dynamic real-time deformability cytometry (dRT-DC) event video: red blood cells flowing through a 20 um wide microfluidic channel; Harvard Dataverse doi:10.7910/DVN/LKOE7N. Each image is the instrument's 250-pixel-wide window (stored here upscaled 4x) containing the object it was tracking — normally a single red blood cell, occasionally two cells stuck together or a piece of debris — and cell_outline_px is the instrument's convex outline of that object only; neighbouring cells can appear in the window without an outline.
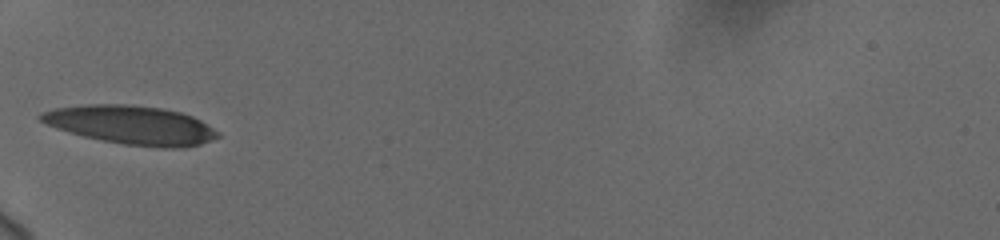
{"species": "human", "species_latin": "Homo sapiens", "temperature_condition": "cold", "stored_images_in_passage": 3, "camera_frame_rate_fps": 3000, "um_per_image_px": 0.085, "donor": {"sex": "female"}, "frame": {"image": 1, "passage_image": 1, "time_ms": 0.0, "image_size_px": [1000, 240], "cell_outline_px": [[220, 136], [212, 140], [200, 144], [180, 148], [160, 148], [124, 144], [100, 140], [68, 132], [44, 124], [36, 116], [40, 112], [52, 108], [88, 104], [124, 104], [160, 108], [180, 112], [192, 116], [200, 120], [220, 132]], "centroid_in_image_um": [11.11, 10.62], "position_along_channel_um": 73.9, "area_um2": 40.11}}
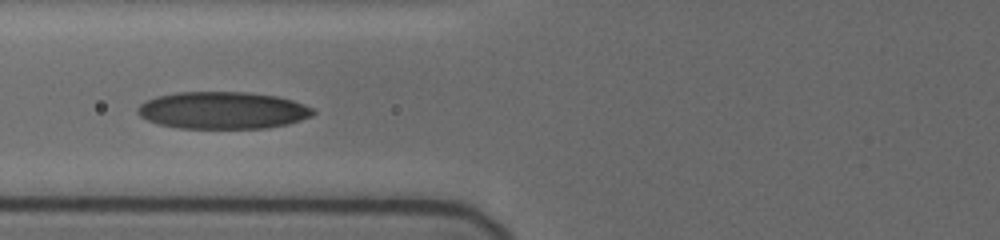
{"frame": {"image": 2, "passage_image": 2, "time_ms": 1.0, "image_size_px": [1000, 240], "cell_outline_px": [[316, 112], [312, 116], [288, 124], [268, 128], [180, 128], [160, 124], [148, 120], [140, 116], [136, 112], [136, 108], [144, 100], [156, 96], [176, 92], [248, 92], [276, 96], [292, 100], [304, 104], [312, 108]], "centroid_in_image_um": [18.91, 9.37], "position_along_channel_um": 106.9, "area_um2": 38.15}}